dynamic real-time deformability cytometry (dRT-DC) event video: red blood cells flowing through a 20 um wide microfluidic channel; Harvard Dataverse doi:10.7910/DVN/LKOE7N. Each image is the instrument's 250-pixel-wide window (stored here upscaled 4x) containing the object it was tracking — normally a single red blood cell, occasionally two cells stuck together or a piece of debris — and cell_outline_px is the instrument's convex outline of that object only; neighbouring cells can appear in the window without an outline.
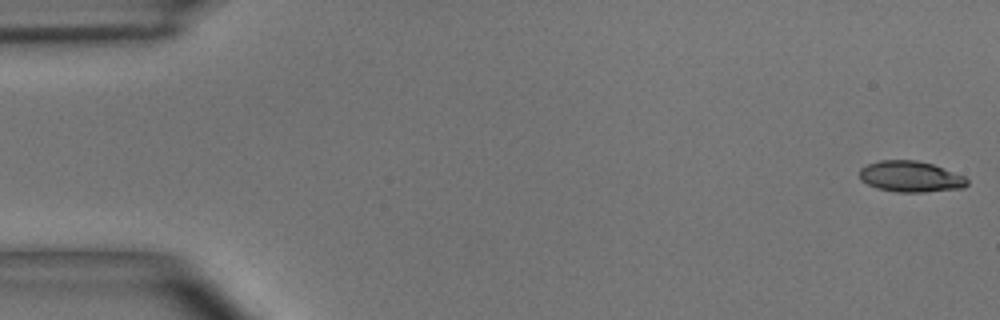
{"species": "common noctule bat (a hibernating species)", "species_latin": "Nyctalus noctula", "temperature_condition": "room temperature", "stored_images_in_passage": 49, "camera_frame_rate_fps": 3000, "um_per_image_px": 0.085, "animal": {"sex": "male", "body_mass_g": 15.6}, "frame": {"image": 1, "passage_image": 1, "time_ms": 0.0, "image_size_px": [1000, 320], "cell_outline_px": [[968, 184], [964, 188], [924, 192], [896, 192], [876, 188], [860, 180], [860, 168], [868, 164], [880, 160], [916, 160], [932, 164], [964, 176], [968, 180]], "centroid_in_image_um": [77.39, 15.01], "position_along_channel_um": 7.6, "area_um2": 19.42}}
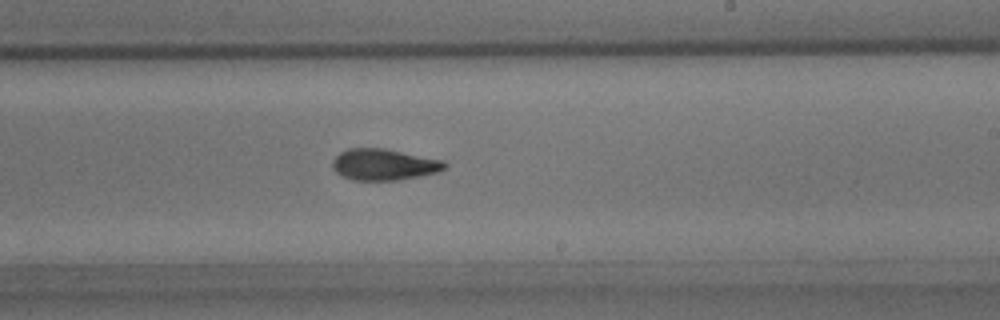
{"frame": {"image": 2, "passage_image": 29, "time_ms": 9.333, "image_size_px": [1000, 320], "cell_outline_px": [[448, 164], [444, 168], [436, 172], [420, 176], [396, 180], [356, 180], [344, 176], [336, 172], [332, 168], [332, 160], [340, 152], [348, 148], [384, 148], [444, 160]], "centroid_in_image_um": [32.63, 13.97], "position_along_channel_um": 256.4, "area_um2": 20.4}}
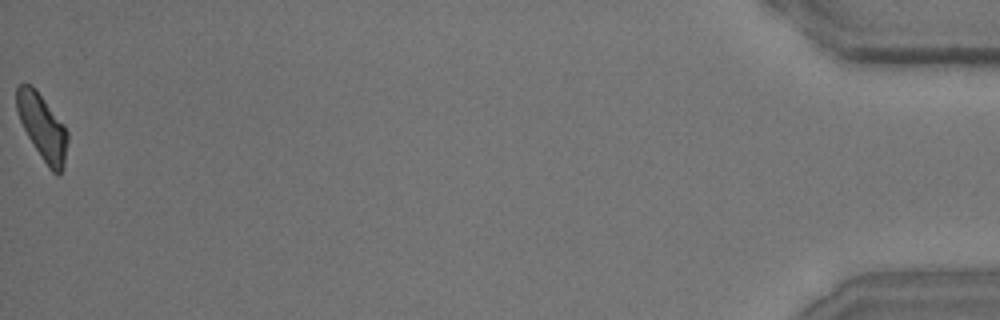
{"frame": {"image": 3, "passage_image": 49, "time_ms": 16.0, "image_size_px": [1000, 320], "cell_outline_px": [[68, 140], [64, 164], [60, 176], [56, 176], [48, 168], [40, 156], [28, 136], [20, 120], [16, 108], [16, 88], [20, 84], [32, 84], [36, 88], [64, 124], [68, 132]], "centroid_in_image_um": [3.62, 10.8], "position_along_channel_um": 431.6, "area_um2": 19.65}, "authors_computed_cell_mechanics": {"area_um2": 20.1722, "velocity_mm_per_s": 4.09, "shape_relaxation_time_tau1_ms": 3.5527, "shape_relaxation_time_tau2_ms": 2.6288, "deformation_change_tau1": 0.1535, "deformation_change_tau2": 0.1088}}